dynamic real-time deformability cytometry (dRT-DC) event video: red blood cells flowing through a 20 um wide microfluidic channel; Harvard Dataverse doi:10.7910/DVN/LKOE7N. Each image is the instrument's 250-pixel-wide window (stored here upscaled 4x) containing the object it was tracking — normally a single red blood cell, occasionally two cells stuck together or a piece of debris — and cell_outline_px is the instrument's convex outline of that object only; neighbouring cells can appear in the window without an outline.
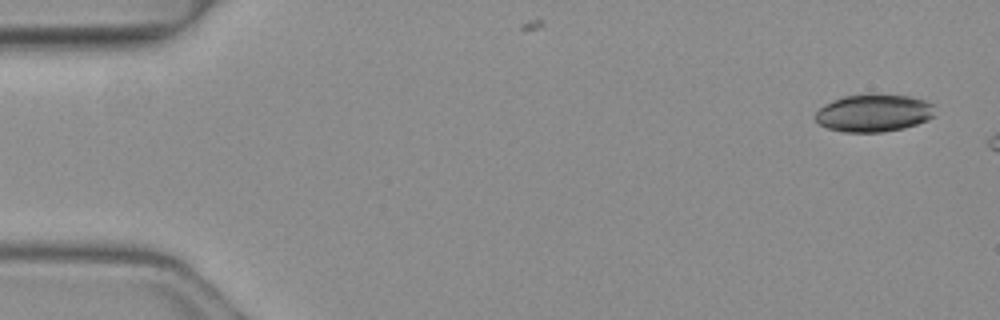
{"species": "common noctule bat (a hibernating species)", "species_latin": "Nyctalus noctula", "temperature_condition": "warm", "stored_images_in_passage": 3, "camera_frame_rate_fps": 3000, "um_per_image_px": 0.085, "animal": {"sex": "female", "body_mass_g": 19.3, "forearm_length_mm": 54.1}, "frame": {"image": 1, "passage_image": 1, "time_ms": 0.0, "image_size_px": [1000, 320], "cell_outline_px": [[936, 116], [928, 120], [904, 128], [884, 132], [844, 132], [828, 128], [820, 124], [812, 116], [824, 104], [832, 100], [844, 96], [868, 92], [872, 92], [908, 96], [924, 100], [936, 104]], "centroid_in_image_um": [74.3, 9.58], "position_along_channel_um": 10.7, "area_um2": 26.99}}